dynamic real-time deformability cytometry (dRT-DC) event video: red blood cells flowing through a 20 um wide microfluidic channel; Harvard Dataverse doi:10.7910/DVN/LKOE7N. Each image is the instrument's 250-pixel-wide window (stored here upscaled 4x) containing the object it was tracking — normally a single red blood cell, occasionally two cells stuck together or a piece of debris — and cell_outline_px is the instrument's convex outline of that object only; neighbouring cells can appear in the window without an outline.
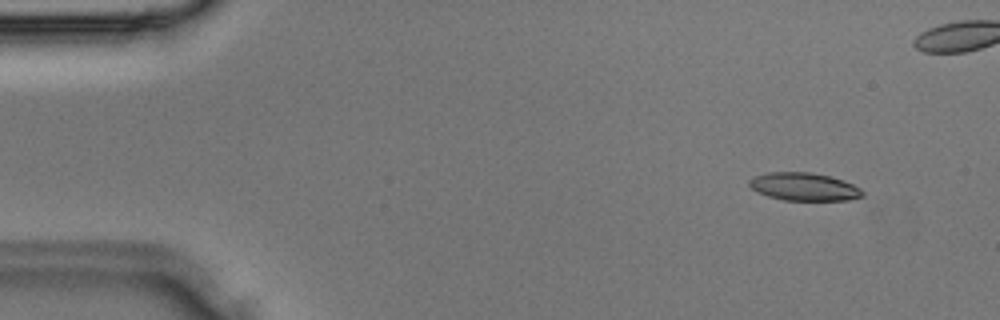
{"species": "Egyptian fruit bat (a non-hibernating species)", "species_latin": "Rousettus aegyptiacus", "temperature_condition": "room temperature", "stored_images_in_passage": 34, "camera_frame_rate_fps": 3000, "um_per_image_px": 0.085, "animal": {"sex": "male"}, "frame": {"image": 1, "passage_image": 1, "time_ms": 0.0, "image_size_px": [1000, 320], "cell_outline_px": [[864, 196], [848, 200], [784, 200], [768, 196], [756, 192], [748, 184], [748, 180], [756, 176], [768, 172], [812, 172], [832, 176], [844, 180], [860, 188], [864, 192]], "centroid_in_image_um": [68.36, 15.86], "position_along_channel_um": 16.6, "area_um2": 18.55}}
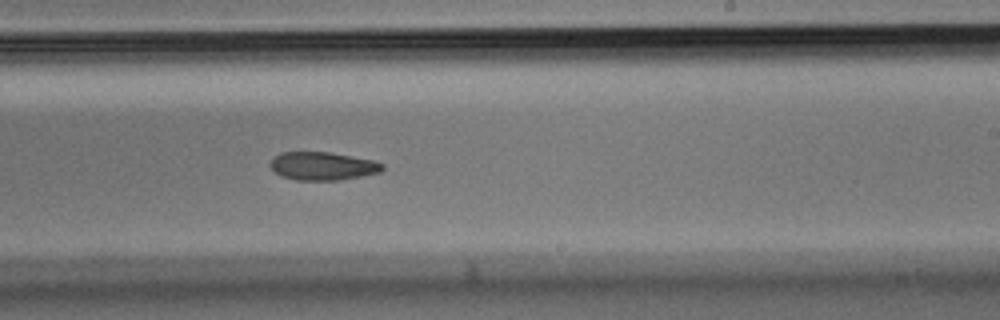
{"frame": {"image": 2, "passage_image": 19, "time_ms": 6.0, "image_size_px": [1000, 320], "cell_outline_px": [[384, 168], [380, 172], [340, 180], [296, 180], [280, 176], [268, 164], [272, 156], [280, 152], [328, 152], [376, 160], [384, 164]], "centroid_in_image_um": [27.4, 14.1], "position_along_channel_um": 261.6, "area_um2": 18.61}}
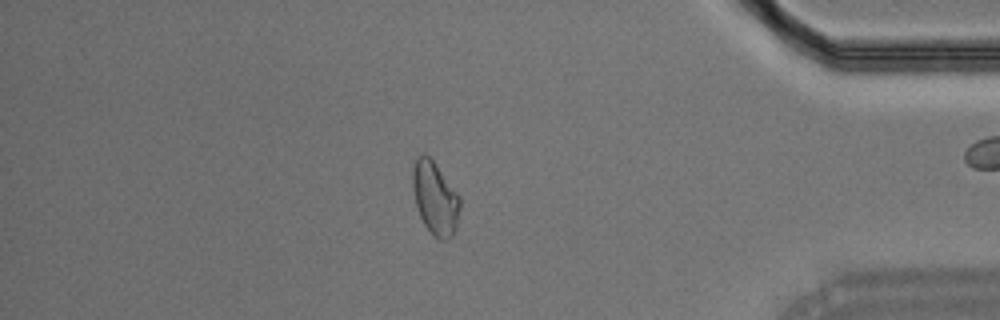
{"frame": {"image": 3, "passage_image": 28, "time_ms": 9.0, "image_size_px": [1000, 320], "cell_outline_px": [[460, 208], [456, 232], [448, 240], [436, 240], [424, 224], [420, 216], [416, 204], [412, 188], [412, 168], [416, 156], [428, 156], [432, 160], [460, 196]], "centroid_in_image_um": [36.99, 16.9], "position_along_channel_um": 398.2, "area_um2": 20.23}}